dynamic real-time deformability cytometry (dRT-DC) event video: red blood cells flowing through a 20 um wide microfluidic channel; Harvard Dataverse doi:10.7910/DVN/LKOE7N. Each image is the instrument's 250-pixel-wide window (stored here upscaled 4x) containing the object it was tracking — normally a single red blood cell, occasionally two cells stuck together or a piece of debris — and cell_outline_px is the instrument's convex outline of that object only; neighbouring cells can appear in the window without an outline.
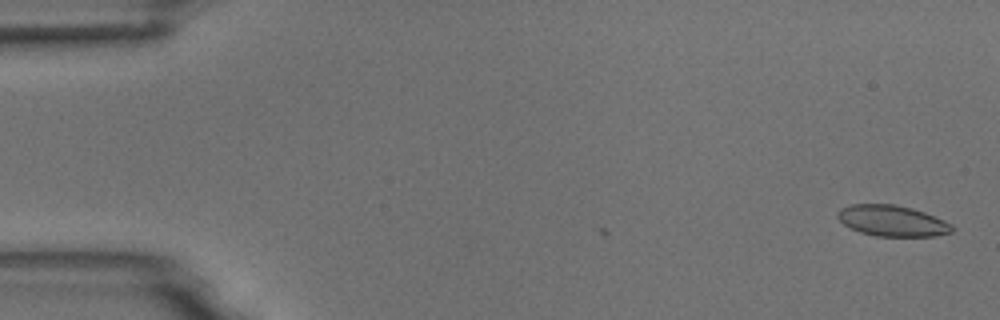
{"species": "common noctule bat (a hibernating species)", "species_latin": "Nyctalus noctula", "temperature_condition": "room temperature", "stored_images_in_passage": 2, "camera_frame_rate_fps": 3000, "um_per_image_px": 0.085, "animal": {"sex": "male", "body_mass_g": 18.8}, "frame": {"image": 1, "passage_image": 2, "time_ms": 1.0, "image_size_px": [1000, 320], "cell_outline_px": [[956, 228], [952, 232], [936, 236], [876, 236], [860, 232], [844, 224], [836, 216], [836, 212], [840, 208], [848, 204], [896, 204], [912, 208], [924, 212], [944, 220], [952, 224]], "centroid_in_image_um": [75.84, 18.76], "position_along_channel_um": 9.2, "area_um2": 20.81}}